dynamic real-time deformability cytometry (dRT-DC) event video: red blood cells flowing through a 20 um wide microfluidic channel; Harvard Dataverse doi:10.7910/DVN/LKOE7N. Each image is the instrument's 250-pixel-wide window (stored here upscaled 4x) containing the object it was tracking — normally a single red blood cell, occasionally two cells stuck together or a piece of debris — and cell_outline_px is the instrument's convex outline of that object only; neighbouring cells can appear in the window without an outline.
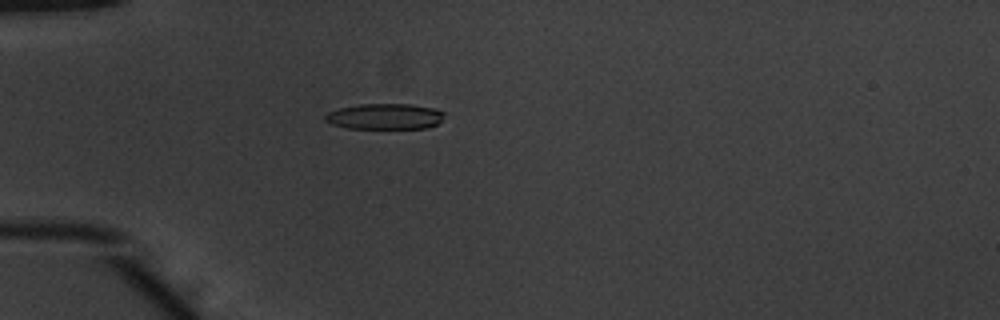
{"species": "common noctule bat (a hibernating species)", "species_latin": "Nyctalus noctula", "temperature_condition": "warm", "stored_images_in_passage": 52, "camera_frame_rate_fps": 3000, "um_per_image_px": 0.085, "animal": {"sex": "male", "body_mass_g": 20.1, "forearm_length_mm": 53.5}, "frame": {"image": 1, "passage_image": 16, "time_ms": 5.0, "image_size_px": [1000, 320], "cell_outline_px": [[444, 112], [440, 120], [436, 124], [428, 128], [348, 128], [332, 124], [324, 120], [324, 116], [328, 112], [340, 108], [360, 104], [412, 104], [436, 108]], "centroid_in_image_um": [32.71, 9.89], "position_along_channel_um": 52.3, "area_um2": 17.8}}
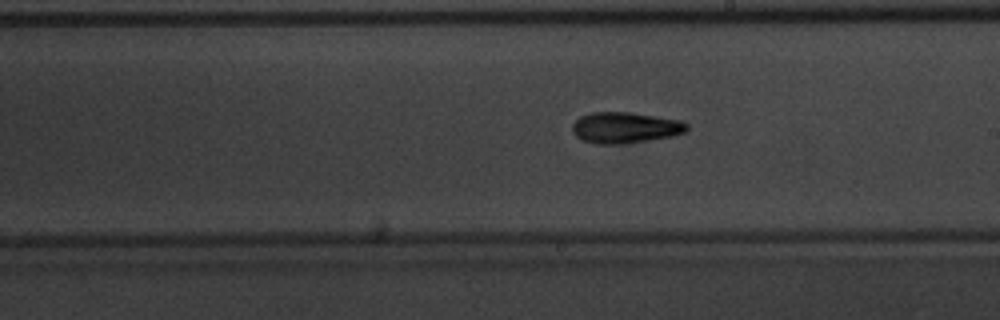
{"frame": {"image": 2, "passage_image": 31, "time_ms": 10.0, "image_size_px": [1000, 320], "cell_outline_px": [[688, 128], [684, 132], [672, 136], [648, 140], [616, 144], [596, 144], [580, 140], [572, 132], [572, 124], [580, 116], [592, 112], [628, 112], [656, 116], [680, 120], [688, 124]], "centroid_in_image_um": [53.09, 10.85], "position_along_channel_um": 235.9, "area_um2": 20.69}}
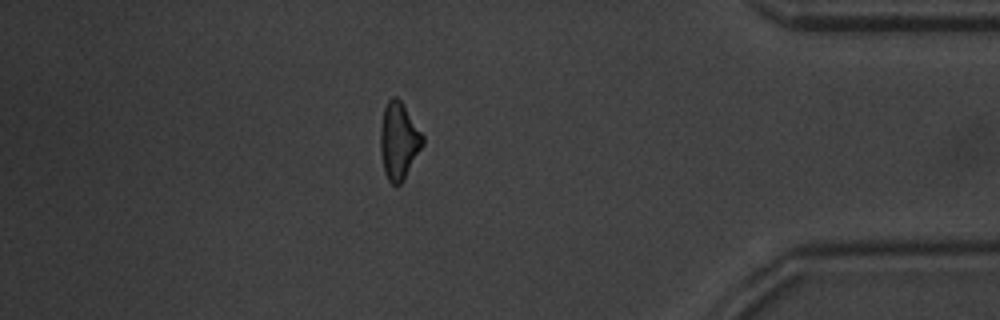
{"frame": {"image": 3, "passage_image": 46, "time_ms": 15.0, "image_size_px": [1000, 320], "cell_outline_px": [[424, 144], [404, 180], [396, 188], [388, 180], [384, 172], [380, 152], [380, 128], [384, 108], [388, 100], [392, 96], [396, 96], [400, 100], [424, 136]], "centroid_in_image_um": [33.89, 12.01], "position_along_channel_um": 401.3, "area_um2": 19.13}, "authors_computed_cell_mechanics": {"area_um2": 18.7561, "velocity_mm_per_s": 3.9434, "shape_relaxation_time_tau1_ms": 3.0668, "shape_relaxation_time_tau2_ms": null, "deformation_change_tau1": 0.1479, "deformation_change_tau2": null}}